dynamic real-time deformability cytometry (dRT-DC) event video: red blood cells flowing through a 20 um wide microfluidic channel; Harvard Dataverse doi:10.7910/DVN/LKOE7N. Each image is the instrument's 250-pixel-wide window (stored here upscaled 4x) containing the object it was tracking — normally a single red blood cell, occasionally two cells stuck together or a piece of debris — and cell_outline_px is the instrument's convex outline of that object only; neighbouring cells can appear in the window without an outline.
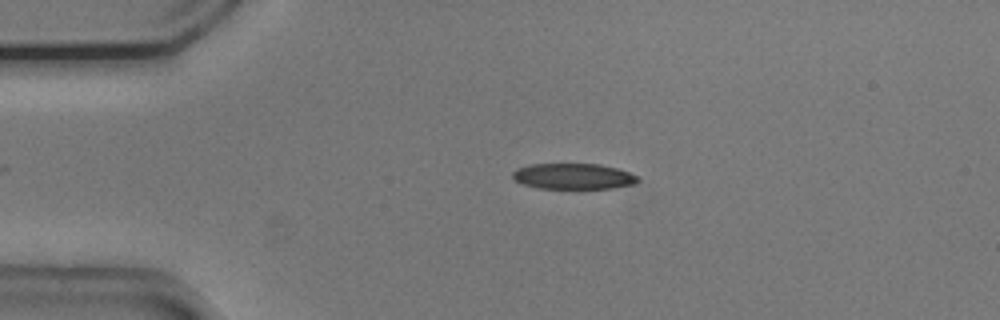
{"species": "common noctule bat (a hibernating species)", "species_latin": "Nyctalus noctula", "temperature_condition": "cold", "stored_images_in_passage": 43, "camera_frame_rate_fps": 3000, "um_per_image_px": 0.085, "animal": {"sex": "male", "body_mass_g": 20.5, "forearm_length_mm": 52.5}, "frame": {"image": 1, "passage_image": 1, "time_ms": 0.0, "image_size_px": [1000, 320], "cell_outline_px": [[640, 180], [636, 184], [612, 188], [540, 188], [524, 184], [516, 180], [512, 176], [512, 172], [516, 168], [528, 164], [600, 164], [616, 168], [628, 172], [636, 176]], "centroid_in_image_um": [48.73, 14.98], "position_along_channel_um": 36.3, "area_um2": 18.73}}
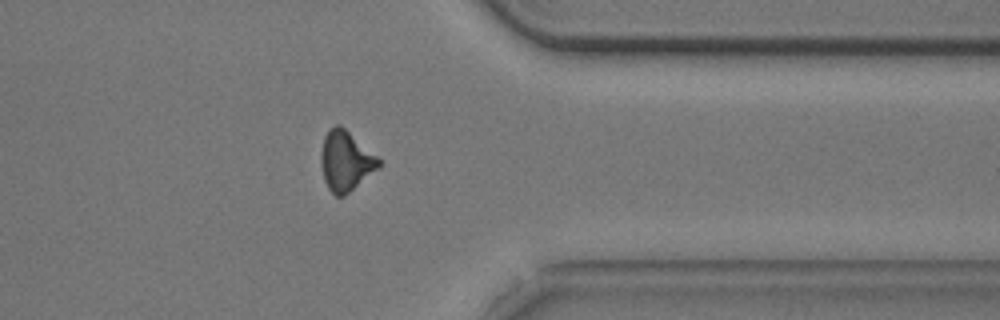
{"frame": {"image": 2, "passage_image": 32, "time_ms": 10.333, "image_size_px": [1000, 320], "cell_outline_px": [[380, 168], [344, 196], [336, 196], [328, 188], [324, 180], [320, 160], [320, 156], [324, 136], [328, 128], [336, 124], [340, 124], [376, 156], [380, 160]], "centroid_in_image_um": [29.36, 13.68], "position_along_channel_um": 382.0, "area_um2": 20.11}}
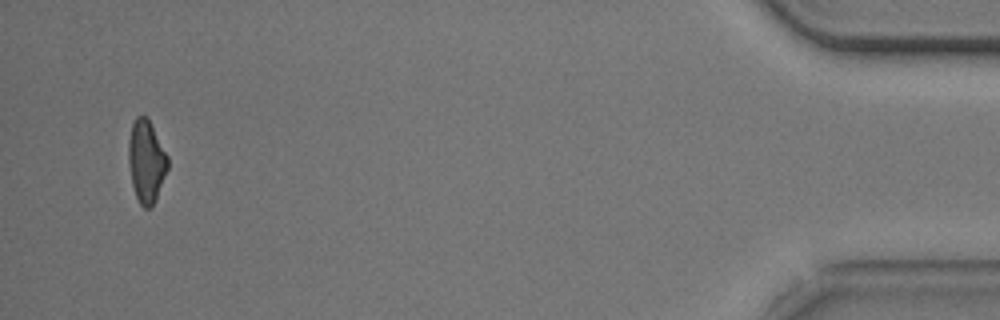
{"frame": {"image": 3, "passage_image": 41, "time_ms": 13.333, "image_size_px": [1000, 320], "cell_outline_px": [[168, 168], [152, 208], [144, 208], [140, 204], [136, 196], [132, 184], [128, 164], [128, 140], [132, 124], [136, 116], [148, 116], [168, 156]], "centroid_in_image_um": [12.43, 13.69], "position_along_channel_um": 422.8, "area_um2": 19.02}, "authors_computed_cell_mechanics": {"area_um2": 20.4034, "velocity_mm_per_s": 3.7652, "shape_relaxation_time_tau1_ms": 2.7667, "shape_relaxation_time_tau2_ms": 4.5718, "deformation_change_tau1": 0.1247, "deformation_change_tau2": 0.1414}}